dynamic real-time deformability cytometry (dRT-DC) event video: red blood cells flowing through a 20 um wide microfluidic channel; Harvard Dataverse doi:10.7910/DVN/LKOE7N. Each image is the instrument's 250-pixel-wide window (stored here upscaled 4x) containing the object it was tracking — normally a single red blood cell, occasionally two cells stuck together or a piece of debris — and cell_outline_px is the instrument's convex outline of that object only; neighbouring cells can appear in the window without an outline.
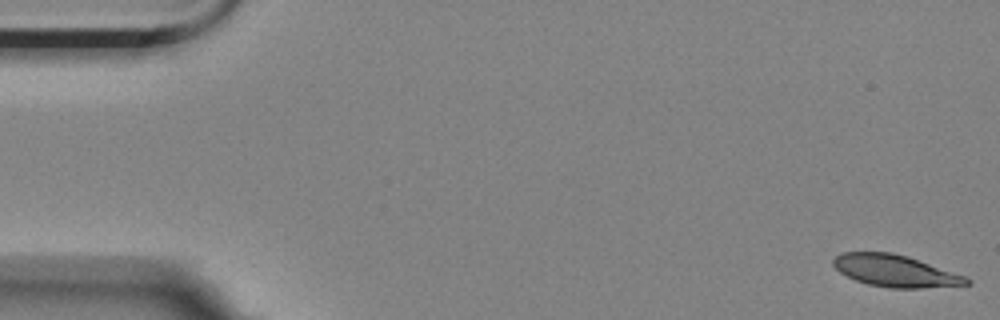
{"species": "Egyptian fruit bat (a non-hibernating species)", "species_latin": "Rousettus aegyptiacus", "temperature_condition": "room temperature", "stored_images_in_passage": 57, "camera_frame_rate_fps": 3000, "um_per_image_px": 0.085, "animal": {"sex": "female"}, "frame": {"image": 1, "passage_image": 1, "time_ms": 0.0, "image_size_px": [1000, 320], "cell_outline_px": [[972, 284], [920, 288], [888, 288], [868, 284], [856, 280], [840, 272], [832, 264], [832, 260], [840, 252], [892, 252], [908, 256], [968, 276], [972, 280]], "centroid_in_image_um": [76.14, 23.02], "position_along_channel_um": 8.9, "area_um2": 25.03}}
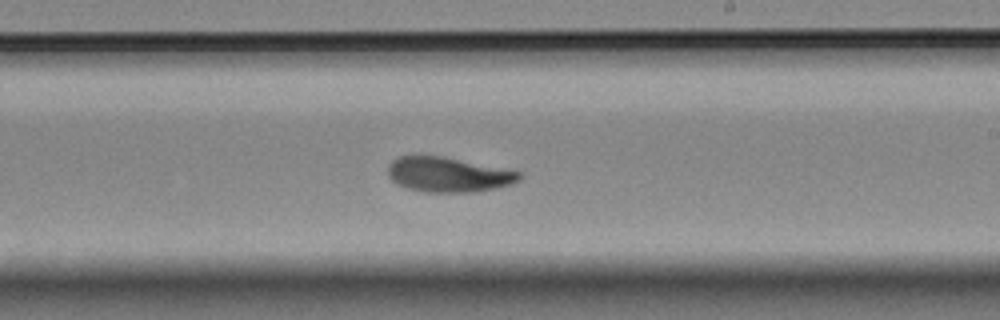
{"frame": {"image": 2, "passage_image": 33, "time_ms": 10.667, "image_size_px": [1000, 320], "cell_outline_px": [[524, 176], [520, 180], [512, 184], [496, 188], [472, 192], [424, 192], [408, 188], [396, 184], [388, 176], [388, 164], [392, 160], [400, 156], [444, 156], [520, 172]], "centroid_in_image_um": [38.09, 14.84], "position_along_channel_um": 250.9, "area_um2": 26.7}}
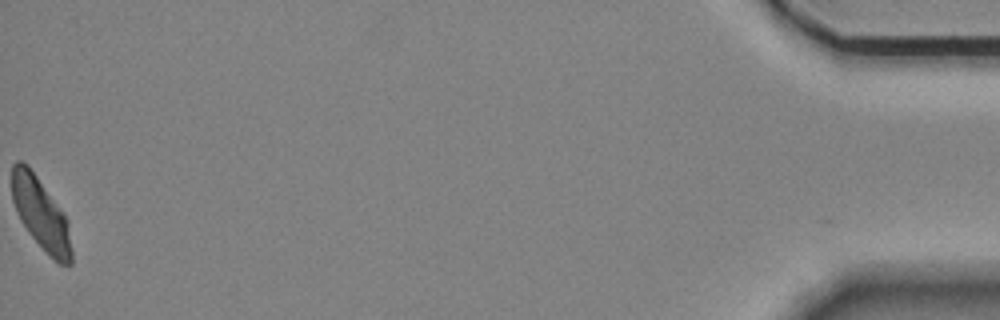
{"frame": {"image": 3, "passage_image": 57, "time_ms": 18.667, "image_size_px": [1000, 320], "cell_outline_px": [[72, 264], [60, 264], [28, 232], [20, 220], [12, 200], [12, 164], [16, 160], [24, 160], [28, 164], [60, 208], [68, 220], [72, 248]], "centroid_in_image_um": [3.46, 18.12], "position_along_channel_um": 431.7, "area_um2": 24.68}, "authors_computed_cell_mechanics": {"area_um2": 26.5302, "velocity_mm_per_s": 3.4826, "shape_relaxation_time_tau1_ms": 6.5104, "shape_relaxation_time_tau2_ms": 3.1857, "deformation_change_tau1": 0.1815, "deformation_change_tau2": 0.0715}}